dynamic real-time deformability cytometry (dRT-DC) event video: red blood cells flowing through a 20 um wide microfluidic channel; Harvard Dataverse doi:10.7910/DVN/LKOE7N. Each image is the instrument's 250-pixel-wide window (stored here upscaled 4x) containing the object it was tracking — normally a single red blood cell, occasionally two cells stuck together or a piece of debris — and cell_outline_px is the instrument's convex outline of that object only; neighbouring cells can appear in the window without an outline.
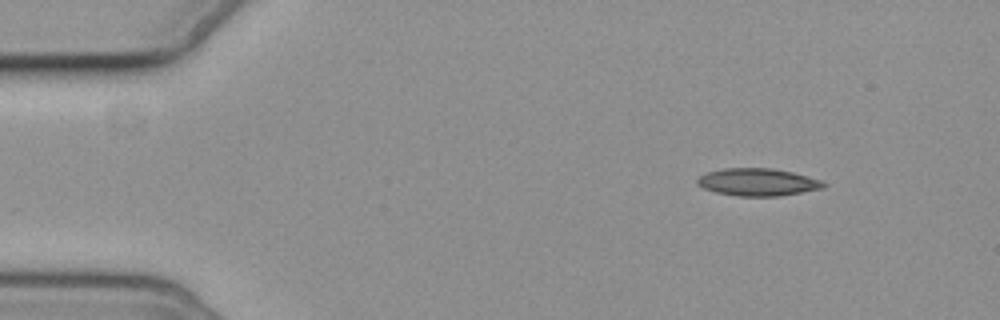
{"species": "common noctule bat (a hibernating species)", "species_latin": "Nyctalus noctula", "temperature_condition": "cold", "stored_images_in_passage": 2, "camera_frame_rate_fps": 3000, "um_per_image_px": 0.085, "animal": {"sex": "female", "body_mass_g": 19.3, "forearm_length_mm": 54.1}, "frame": {"image": 1, "passage_image": 2, "time_ms": 1.333, "image_size_px": [1000, 320], "cell_outline_px": [[828, 184], [824, 188], [780, 196], [740, 196], [716, 192], [704, 188], [696, 184], [696, 180], [700, 176], [708, 172], [724, 168], [772, 168], [792, 172], [824, 180]], "centroid_in_image_um": [64.46, 15.48], "position_along_channel_um": 20.5, "area_um2": 20.29}}